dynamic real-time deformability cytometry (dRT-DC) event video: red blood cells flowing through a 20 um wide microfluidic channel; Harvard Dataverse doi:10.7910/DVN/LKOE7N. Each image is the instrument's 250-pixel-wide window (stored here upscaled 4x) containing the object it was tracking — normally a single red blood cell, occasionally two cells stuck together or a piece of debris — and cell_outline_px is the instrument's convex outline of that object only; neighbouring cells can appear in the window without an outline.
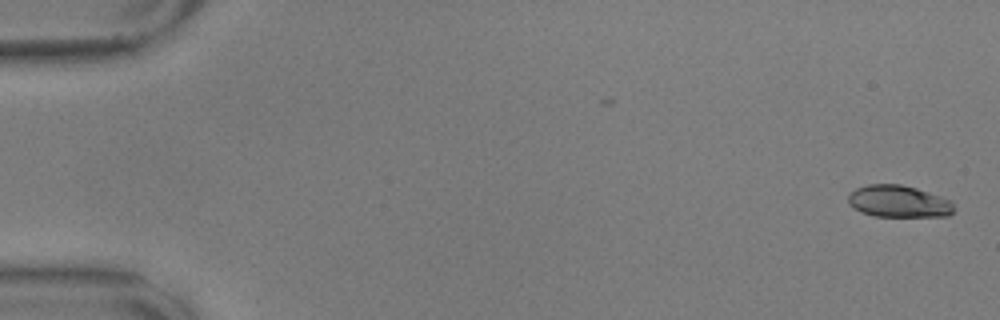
{"species": "common noctule bat (a hibernating species)", "species_latin": "Nyctalus noctula", "temperature_condition": "warm", "stored_images_in_passage": 56, "camera_frame_rate_fps": 3000, "um_per_image_px": 0.085, "animal": {"sex": "male", "body_mass_g": 17.9, "forearm_length_mm": 54.2}, "frame": {"image": 1, "passage_image": 1, "time_ms": 0.0, "image_size_px": [1000, 320], "cell_outline_px": [[956, 208], [948, 216], [872, 216], [860, 212], [848, 204], [848, 196], [856, 188], [868, 184], [900, 184], [916, 188], [952, 200]], "centroid_in_image_um": [76.39, 17.12], "position_along_channel_um": 8.6, "area_um2": 19.83}}
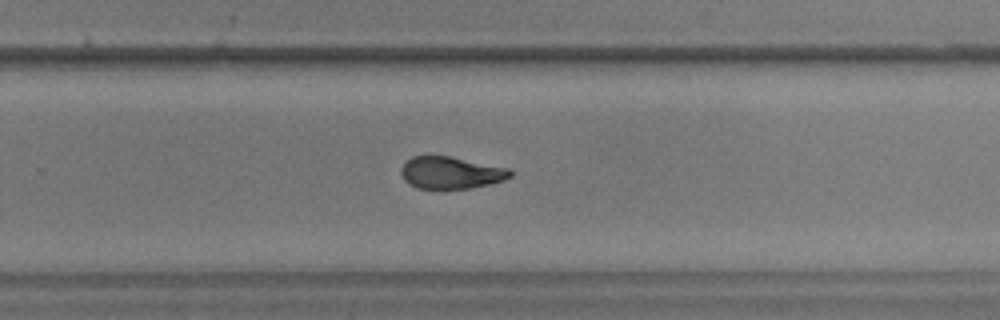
{"frame": {"image": 2, "passage_image": 37, "time_ms": 12.0, "image_size_px": [1000, 320], "cell_outline_px": [[512, 176], [504, 180], [488, 184], [468, 188], [416, 188], [408, 184], [404, 180], [400, 172], [400, 168], [412, 156], [448, 156], [508, 168], [512, 172]], "centroid_in_image_um": [38.29, 14.68], "position_along_channel_um": 291.5, "area_um2": 20.17}}
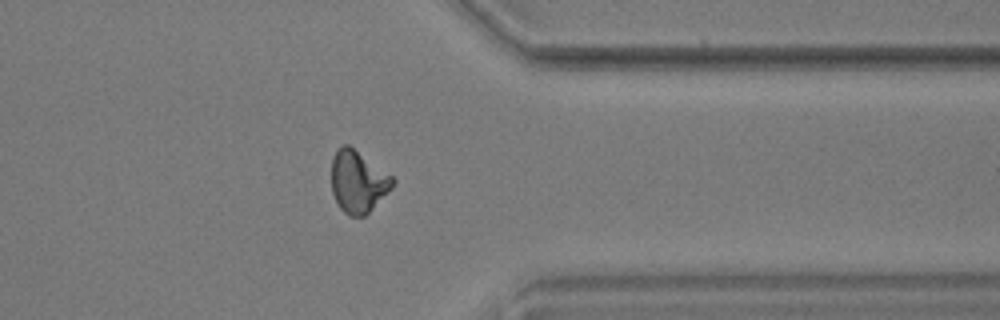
{"frame": {"image": 3, "passage_image": 45, "time_ms": 14.667, "image_size_px": [1000, 320], "cell_outline_px": [[396, 180], [392, 188], [364, 216], [348, 216], [340, 208], [332, 192], [332, 156], [336, 148], [344, 144], [348, 144], [392, 176]], "centroid_in_image_um": [30.41, 15.42], "position_along_channel_um": 381.0, "area_um2": 21.96}, "authors_computed_cell_mechanics": {"area_um2": 21.1259, "velocity_mm_per_s": 3.5985, "shape_relaxation_time_tau1_ms": null, "shape_relaxation_time_tau2_ms": 2.7424, "deformation_change_tau1": null, "deformation_change_tau2": 0.0901}}